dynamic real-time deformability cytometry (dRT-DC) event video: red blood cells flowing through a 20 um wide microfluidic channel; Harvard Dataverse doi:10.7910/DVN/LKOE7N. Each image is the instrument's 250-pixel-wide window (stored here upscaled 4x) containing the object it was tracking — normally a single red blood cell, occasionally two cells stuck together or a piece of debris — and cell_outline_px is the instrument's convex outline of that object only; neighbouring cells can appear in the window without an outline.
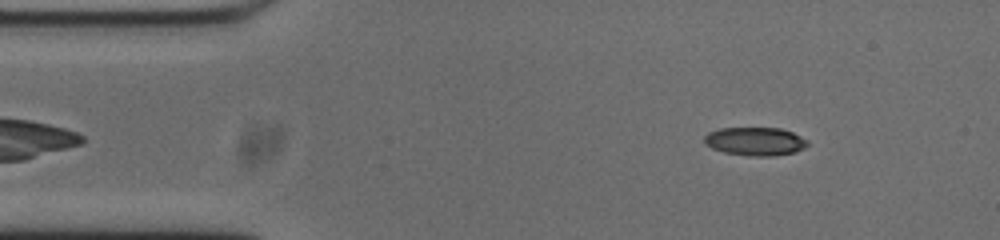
{"species": "common noctule bat (a hibernating species)", "species_latin": "Nyctalus noctula", "temperature_condition": "cold", "stored_images_in_passage": 51, "camera_frame_rate_fps": 3000, "um_per_image_px": 0.085, "animal": {"sex": "male", "body_mass_g": 20.0, "forearm_length_mm": 53.3}, "frame": {"image": 1, "passage_image": 4, "time_ms": 1.0, "image_size_px": [1000, 240], "cell_outline_px": [[808, 144], [804, 148], [796, 152], [776, 156], [748, 156], [724, 152], [712, 148], [704, 144], [704, 136], [708, 132], [720, 128], [780, 128], [792, 132], [808, 140]], "centroid_in_image_um": [64.19, 12.02], "position_along_channel_um": 20.8, "area_um2": 17.22}}
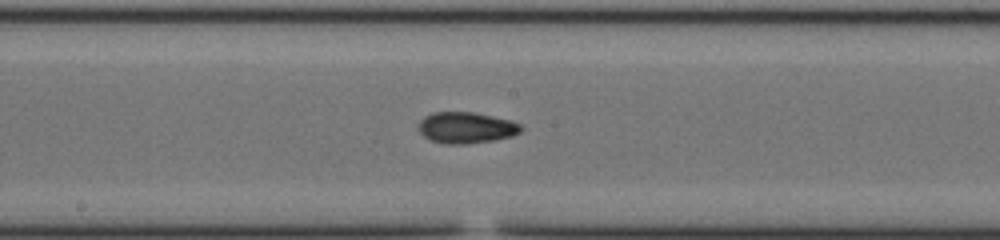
{"frame": {"image": 2, "passage_image": 24, "time_ms": 7.667, "image_size_px": [1000, 240], "cell_outline_px": [[524, 128], [520, 132], [512, 136], [492, 140], [464, 144], [444, 144], [432, 140], [424, 136], [416, 128], [420, 120], [424, 116], [432, 112], [472, 112], [512, 120], [520, 124]], "centroid_in_image_um": [39.61, 10.84], "position_along_channel_um": 208.6, "area_um2": 18.73}}
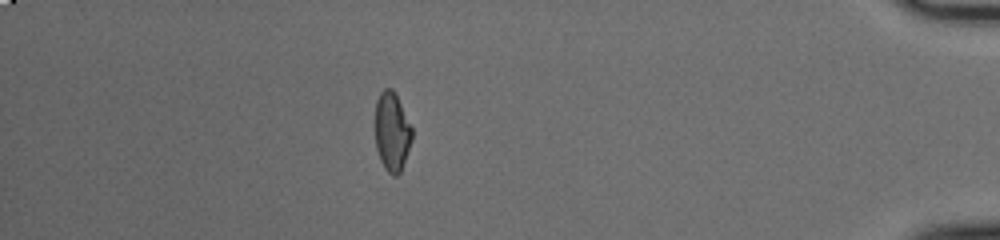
{"frame": {"image": 3, "passage_image": 44, "time_ms": 14.333, "image_size_px": [1000, 240], "cell_outline_px": [[412, 140], [400, 172], [396, 176], [392, 176], [384, 168], [380, 160], [376, 148], [376, 100], [380, 92], [384, 88], [392, 88], [412, 128]], "centroid_in_image_um": [33.31, 11.22], "position_along_channel_um": 401.9, "area_um2": 16.7}, "authors_computed_cell_mechanics": {"area_um2": 17.629, "velocity_mm_per_s": 3.7423, "shape_relaxation_time_tau1_ms": null, "shape_relaxation_time_tau2_ms": 4.4946, "deformation_change_tau1": null, "deformation_change_tau2": 0.0942}}